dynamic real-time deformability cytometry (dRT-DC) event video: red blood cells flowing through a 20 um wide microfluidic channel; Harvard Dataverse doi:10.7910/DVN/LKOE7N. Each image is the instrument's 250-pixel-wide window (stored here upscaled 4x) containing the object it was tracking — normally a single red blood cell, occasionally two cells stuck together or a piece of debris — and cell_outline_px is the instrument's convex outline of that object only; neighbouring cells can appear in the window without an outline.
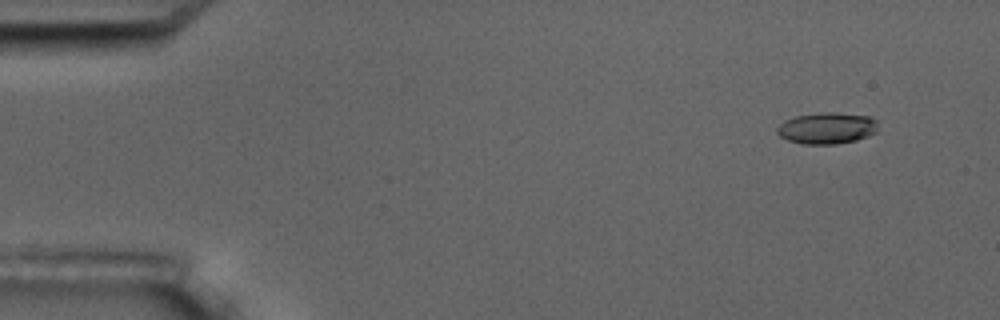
{"species": "common noctule bat (a hibernating species)", "species_latin": "Nyctalus noctula", "temperature_condition": "room temperature", "stored_images_in_passage": 12, "camera_frame_rate_fps": 3000, "um_per_image_px": 0.085, "animal": {"sex": "male", "body_mass_g": 17.5, "forearm_length_mm": 52.3}, "frame": {"image": 1, "passage_image": 2, "time_ms": 1.0, "image_size_px": [1000, 320], "cell_outline_px": [[876, 132], [868, 136], [856, 140], [836, 144], [804, 144], [788, 140], [780, 136], [776, 132], [776, 128], [784, 120], [796, 116], [824, 112], [832, 112], [868, 116], [876, 120]], "centroid_in_image_um": [70.26, 10.89], "position_along_channel_um": 14.7, "area_um2": 18.38}}
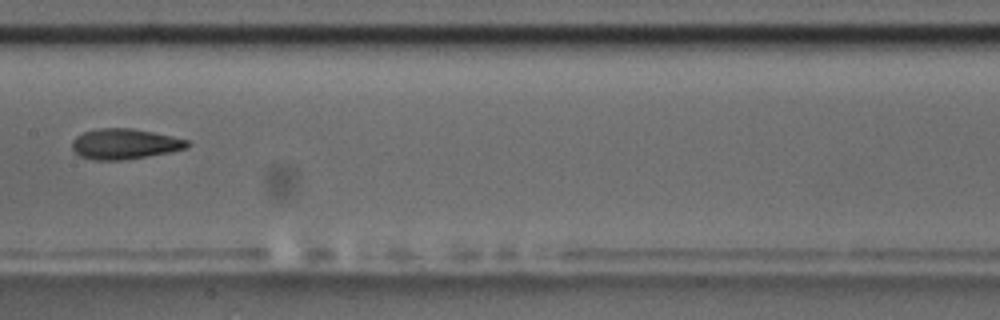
{"frame": {"image": 2, "passage_image": 9, "time_ms": 9.0, "image_size_px": [1000, 320], "cell_outline_px": [[192, 144], [188, 148], [172, 152], [124, 160], [92, 160], [80, 156], [72, 148], [72, 140], [76, 136], [84, 132], [100, 128], [132, 128], [172, 136], [188, 140]], "centroid_in_image_um": [10.63, 12.24], "position_along_channel_um": 196.8, "area_um2": 20.58}}
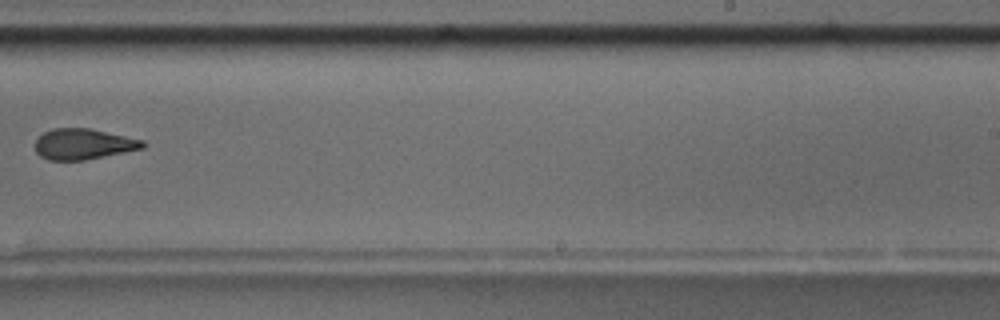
{"frame": {"image": 3, "passage_image": 11, "time_ms": 11.333, "image_size_px": [1000, 320], "cell_outline_px": [[148, 144], [144, 148], [84, 160], [48, 160], [40, 156], [36, 152], [36, 140], [44, 132], [52, 128], [92, 128], [144, 140]], "centroid_in_image_um": [7.12, 12.24], "position_along_channel_um": 281.9, "area_um2": 19.36}}